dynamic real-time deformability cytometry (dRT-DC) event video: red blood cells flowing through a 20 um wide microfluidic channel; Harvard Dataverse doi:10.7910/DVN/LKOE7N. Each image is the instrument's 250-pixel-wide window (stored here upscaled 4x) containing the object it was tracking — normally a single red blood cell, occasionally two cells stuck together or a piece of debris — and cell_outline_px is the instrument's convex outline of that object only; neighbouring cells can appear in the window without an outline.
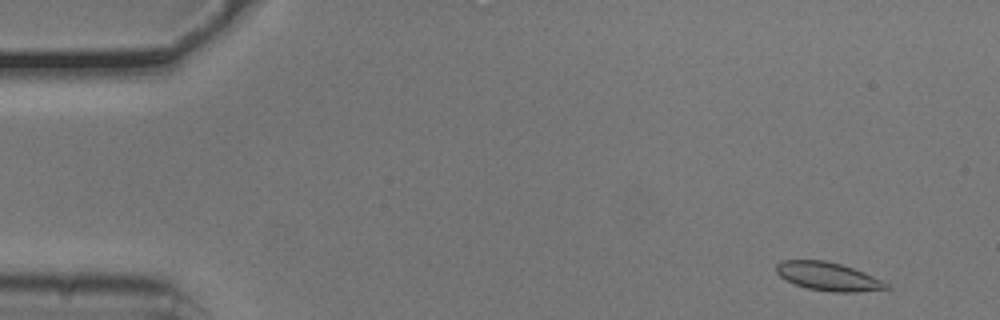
{"species": "common noctule bat (a hibernating species)", "species_latin": "Nyctalus noctula", "temperature_condition": "cold", "stored_images_in_passage": 52, "camera_frame_rate_fps": 3000, "um_per_image_px": 0.085, "animal": {"sex": "male", "body_mass_g": 20.5, "forearm_length_mm": 52.5}, "frame": {"image": 1, "passage_image": 3, "time_ms": 0.667, "image_size_px": [1000, 320], "cell_outline_px": [[892, 288], [856, 292], [832, 292], [808, 288], [792, 284], [780, 276], [776, 272], [776, 264], [784, 260], [824, 260], [840, 264], [864, 272], [888, 284]], "centroid_in_image_um": [70.36, 23.5], "position_along_channel_um": 14.6, "area_um2": 18.09}}
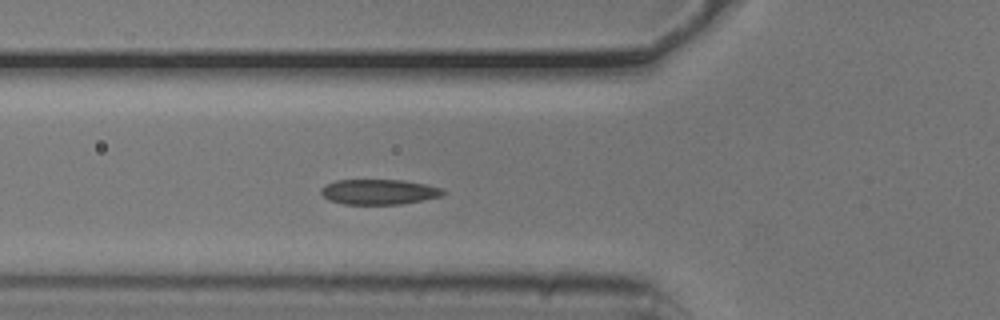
{"frame": {"image": 2, "passage_image": 18, "time_ms": 5.667, "image_size_px": [1000, 320], "cell_outline_px": [[448, 192], [440, 196], [400, 204], [344, 204], [328, 200], [320, 192], [320, 188], [324, 184], [336, 180], [404, 180], [428, 184], [444, 188]], "centroid_in_image_um": [32.21, 16.29], "position_along_channel_um": 93.6, "area_um2": 18.09}}
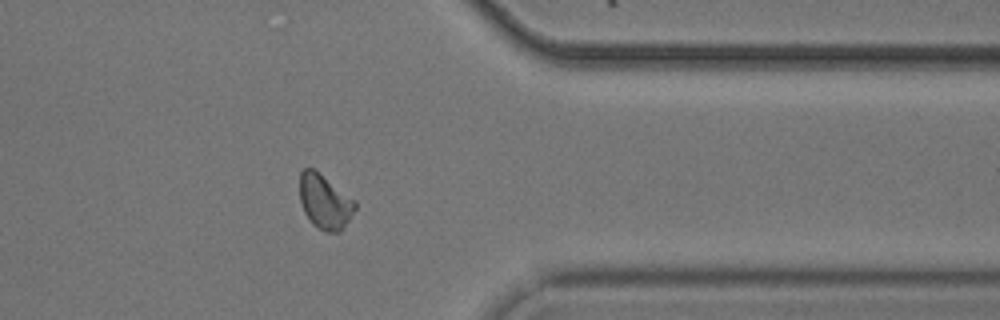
{"frame": {"image": 3, "passage_image": 42, "time_ms": 13.667, "image_size_px": [1000, 320], "cell_outline_px": [[356, 208], [344, 228], [340, 232], [324, 232], [312, 224], [304, 212], [300, 200], [300, 172], [304, 168], [312, 168], [356, 200]], "centroid_in_image_um": [27.61, 17.17], "position_along_channel_um": 383.8, "area_um2": 17.57}, "authors_computed_cell_mechanics": {"area_um2": 17.918, "velocity_mm_per_s": 3.7655, "shape_relaxation_time_tau1_ms": 2.4849, "shape_relaxation_time_tau2_ms": 2.2761, "deformation_change_tau1": 0.0903, "deformation_change_tau2": 0.0596}}